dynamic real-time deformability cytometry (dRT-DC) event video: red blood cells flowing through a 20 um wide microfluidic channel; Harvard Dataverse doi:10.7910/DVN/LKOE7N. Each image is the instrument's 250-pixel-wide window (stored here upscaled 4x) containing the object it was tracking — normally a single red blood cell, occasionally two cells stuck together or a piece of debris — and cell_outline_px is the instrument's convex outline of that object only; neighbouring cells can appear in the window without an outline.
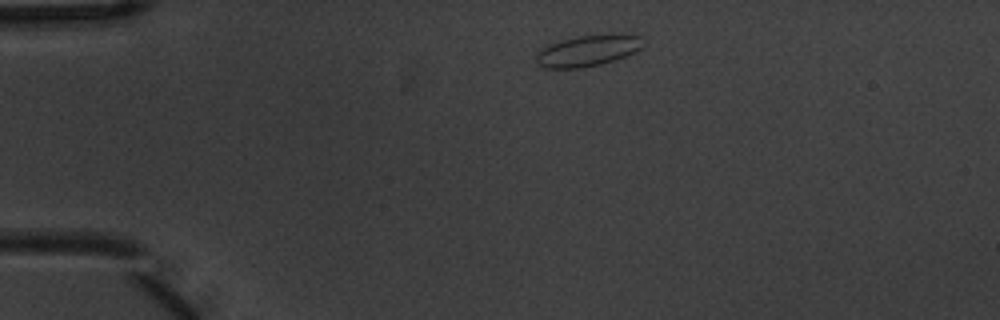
{"species": "common noctule bat (a hibernating species)", "species_latin": "Nyctalus noctula", "temperature_condition": "warm", "stored_images_in_passage": 3, "camera_frame_rate_fps": 3000, "um_per_image_px": 0.085, "animal": {"sex": "male", "body_mass_g": 20.1, "forearm_length_mm": 53.5}, "frame": {"image": 1, "passage_image": 1, "time_ms": 0.0, "image_size_px": [1000, 320], "cell_outline_px": [[648, 40], [636, 52], [616, 60], [600, 64], [580, 68], [544, 68], [536, 60], [536, 52], [548, 44], [576, 36], [640, 36]], "centroid_in_image_um": [49.95, 4.33], "position_along_channel_um": 35.0, "area_um2": 19.07}}
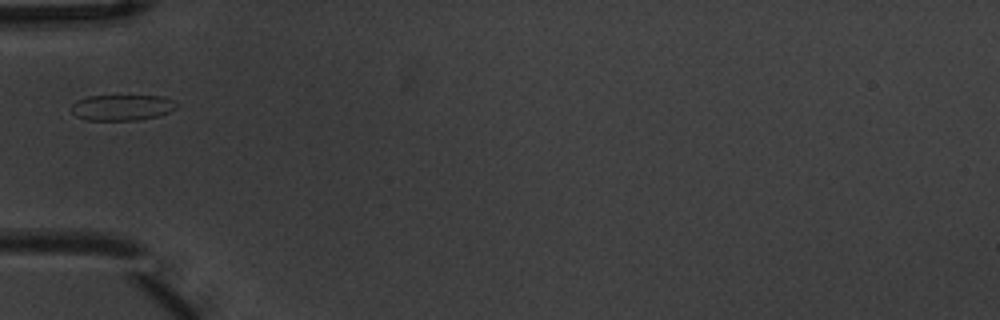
{"frame": {"image": 2, "passage_image": 3, "time_ms": 0.667, "image_size_px": [1000, 320], "cell_outline_px": [[176, 108], [168, 112], [156, 116], [136, 120], [88, 120], [76, 116], [72, 112], [72, 104], [76, 100], [88, 96], [164, 96], [172, 100], [176, 104]], "centroid_in_image_um": [10.34, 9.13], "position_along_channel_um": 74.7, "area_um2": 15.66}}